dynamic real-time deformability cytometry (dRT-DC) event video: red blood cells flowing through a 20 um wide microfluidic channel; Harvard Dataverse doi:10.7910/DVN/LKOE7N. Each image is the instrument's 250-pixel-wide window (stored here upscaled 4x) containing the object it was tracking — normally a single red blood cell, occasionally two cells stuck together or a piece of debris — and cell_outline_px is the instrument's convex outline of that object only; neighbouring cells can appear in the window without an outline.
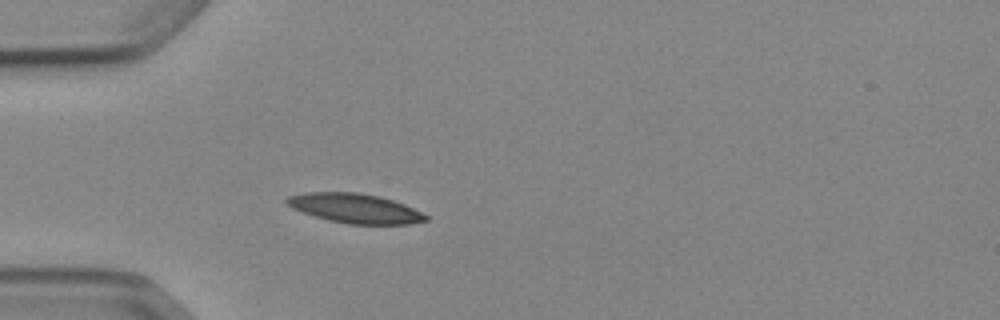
{"species": "Egyptian fruit bat (a non-hibernating species)", "species_latin": "Rousettus aegyptiacus", "temperature_condition": "cold", "stored_images_in_passage": 4, "camera_frame_rate_fps": 3000, "um_per_image_px": 0.085, "animal": {"sex": "female"}, "frame": {"image": 1, "passage_image": 4, "time_ms": 4.333, "image_size_px": [1000, 320], "cell_outline_px": [[428, 220], [408, 224], [348, 224], [328, 220], [292, 208], [284, 200], [288, 196], [304, 192], [360, 192], [380, 196], [404, 204], [428, 216]], "centroid_in_image_um": [30.16, 17.7], "position_along_channel_um": 54.8, "area_um2": 23.76}}